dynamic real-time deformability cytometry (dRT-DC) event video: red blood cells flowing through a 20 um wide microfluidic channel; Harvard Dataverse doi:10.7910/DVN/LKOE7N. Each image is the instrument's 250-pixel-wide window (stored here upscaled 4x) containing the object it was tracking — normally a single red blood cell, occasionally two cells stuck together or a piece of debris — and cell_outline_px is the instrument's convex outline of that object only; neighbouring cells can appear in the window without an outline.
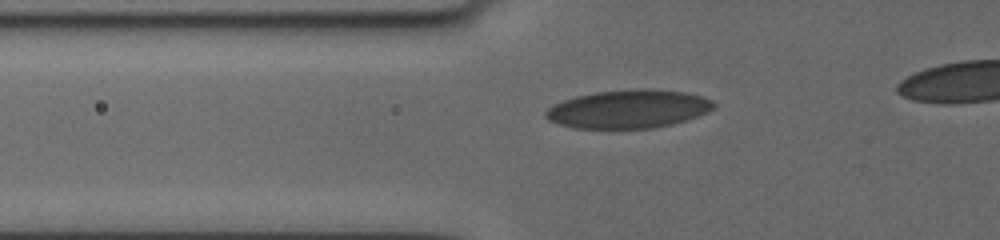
{"species": "human", "species_latin": "Homo sapiens", "temperature_condition": "cold", "stored_images_in_passage": 23, "camera_frame_rate_fps": 3000, "um_per_image_px": 0.085, "donor": {"sex": "female"}, "frame": {"image": 1, "passage_image": 12, "time_ms": 5.333, "image_size_px": [1000, 240], "cell_outline_px": [[716, 104], [708, 112], [672, 124], [652, 128], [572, 128], [548, 120], [544, 116], [544, 112], [548, 108], [564, 100], [576, 96], [596, 92], [632, 88], [652, 88], [684, 92], [700, 96], [712, 100]], "centroid_in_image_um": [53.4, 9.25], "position_along_channel_um": 72.4, "area_um2": 37.51}}
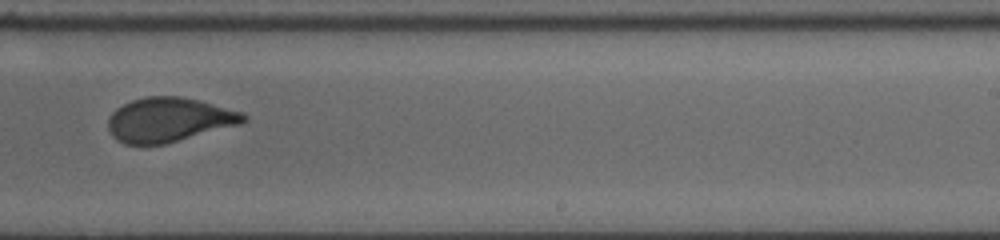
{"frame": {"image": 2, "passage_image": 17, "time_ms": 11.0, "image_size_px": [1000, 240], "cell_outline_px": [[248, 120], [240, 124], [164, 144], [124, 144], [116, 140], [112, 136], [108, 128], [108, 120], [112, 112], [116, 108], [132, 100], [148, 96], [180, 96], [200, 100], [244, 112], [248, 116]], "centroid_in_image_um": [14.37, 10.17], "position_along_channel_um": 274.6, "area_um2": 35.03}}
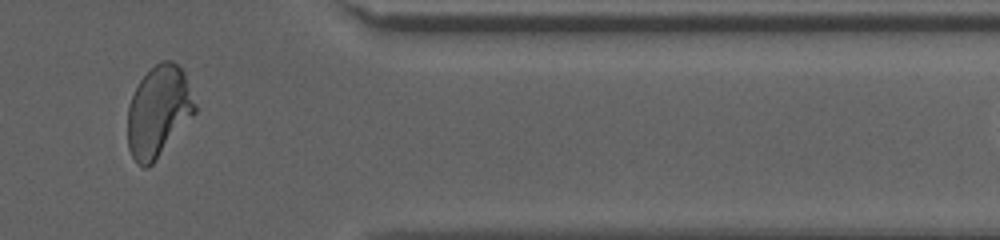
{"frame": {"image": 3, "passage_image": 20, "time_ms": 14.667, "image_size_px": [1000, 240], "cell_outline_px": [[196, 112], [152, 164], [148, 168], [144, 168], [136, 164], [128, 148], [128, 104], [140, 80], [160, 60], [172, 60], [184, 72], [196, 104]], "centroid_in_image_um": [13.46, 9.48], "position_along_channel_um": 397.9, "area_um2": 35.49}}